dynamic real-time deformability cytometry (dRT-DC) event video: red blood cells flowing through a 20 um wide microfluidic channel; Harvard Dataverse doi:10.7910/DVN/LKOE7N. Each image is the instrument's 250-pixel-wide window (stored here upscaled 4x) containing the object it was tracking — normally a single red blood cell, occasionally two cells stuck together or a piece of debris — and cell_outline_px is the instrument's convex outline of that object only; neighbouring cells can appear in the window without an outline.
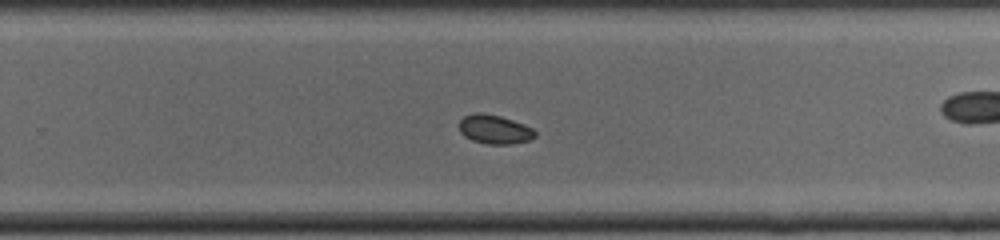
{"species": "common noctule bat (a hibernating species)", "species_latin": "Nyctalus noctula", "temperature_condition": "cold", "stored_images_in_passage": 36, "camera_frame_rate_fps": 3000, "um_per_image_px": 0.085, "animal": {"sex": "male", "body_mass_g": 19.0, "forearm_length_mm": 50.8}, "frame": {"image": 1, "passage_image": 21, "time_ms": 6.667, "image_size_px": [1000, 240], "cell_outline_px": [[536, 136], [528, 140], [512, 144], [488, 144], [472, 140], [464, 136], [460, 132], [460, 120], [464, 116], [476, 112], [480, 112], [500, 116], [524, 124], [532, 128], [536, 132]], "centroid_in_image_um": [42.03, 10.99], "position_along_channel_um": 287.8, "area_um2": 12.77}}